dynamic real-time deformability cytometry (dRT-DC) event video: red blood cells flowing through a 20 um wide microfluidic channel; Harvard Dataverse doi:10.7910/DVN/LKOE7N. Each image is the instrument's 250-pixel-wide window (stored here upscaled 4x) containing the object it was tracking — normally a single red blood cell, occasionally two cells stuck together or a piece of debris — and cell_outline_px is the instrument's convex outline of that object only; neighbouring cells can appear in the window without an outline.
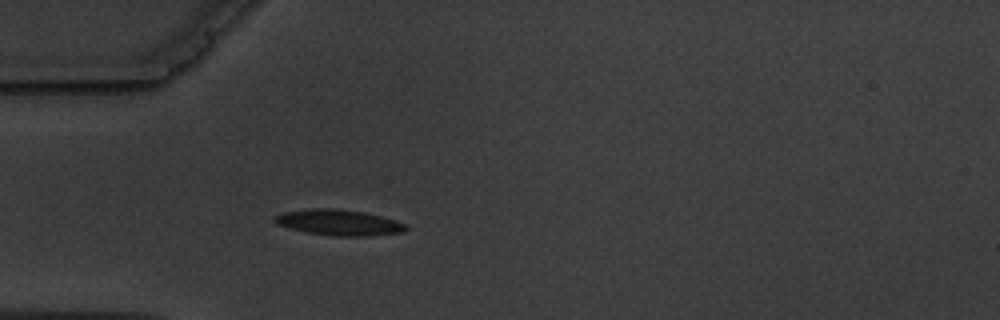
{"species": "common noctule bat (a hibernating species)", "species_latin": "Nyctalus noctula", "temperature_condition": "warm", "stored_images_in_passage": 4, "camera_frame_rate_fps": 3000, "um_per_image_px": 0.085, "animal": {"sex": "male", "body_mass_g": 19.5, "forearm_length_mm": 54.6}, "frame": {"image": 1, "passage_image": 4, "time_ms": 4.333, "image_size_px": [1000, 320], "cell_outline_px": [[408, 228], [404, 232], [368, 236], [332, 236], [308, 232], [276, 224], [272, 220], [276, 216], [284, 212], [312, 208], [336, 208], [364, 212], [396, 220], [408, 224]], "centroid_in_image_um": [28.85, 18.91], "position_along_channel_um": 56.1, "area_um2": 19.71}}